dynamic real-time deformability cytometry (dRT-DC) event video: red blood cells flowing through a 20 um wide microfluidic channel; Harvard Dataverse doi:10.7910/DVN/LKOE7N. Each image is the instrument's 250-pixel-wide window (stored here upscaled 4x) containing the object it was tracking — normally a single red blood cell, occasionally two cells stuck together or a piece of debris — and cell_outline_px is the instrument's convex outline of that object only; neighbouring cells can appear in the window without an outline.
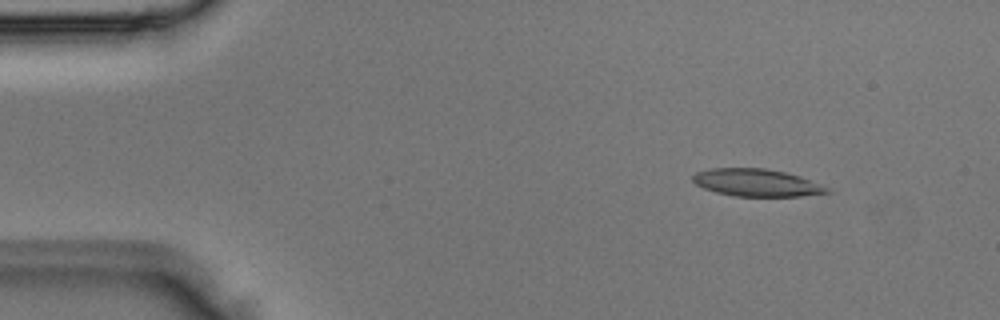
{"species": "Egyptian fruit bat (a non-hibernating species)", "species_latin": "Rousettus aegyptiacus", "temperature_condition": "room temperature", "stored_images_in_passage": 3, "camera_frame_rate_fps": 3000, "um_per_image_px": 0.085, "animal": {"sex": "male"}, "frame": {"image": 1, "passage_image": 2, "time_ms": 0.333, "image_size_px": [1000, 320], "cell_outline_px": [[832, 192], [800, 196], [732, 196], [716, 192], [704, 188], [696, 184], [692, 180], [692, 176], [696, 172], [708, 168], [764, 168], [784, 172], [800, 176], [832, 188]], "centroid_in_image_um": [64.33, 15.53], "position_along_channel_um": 20.7, "area_um2": 21.56}}